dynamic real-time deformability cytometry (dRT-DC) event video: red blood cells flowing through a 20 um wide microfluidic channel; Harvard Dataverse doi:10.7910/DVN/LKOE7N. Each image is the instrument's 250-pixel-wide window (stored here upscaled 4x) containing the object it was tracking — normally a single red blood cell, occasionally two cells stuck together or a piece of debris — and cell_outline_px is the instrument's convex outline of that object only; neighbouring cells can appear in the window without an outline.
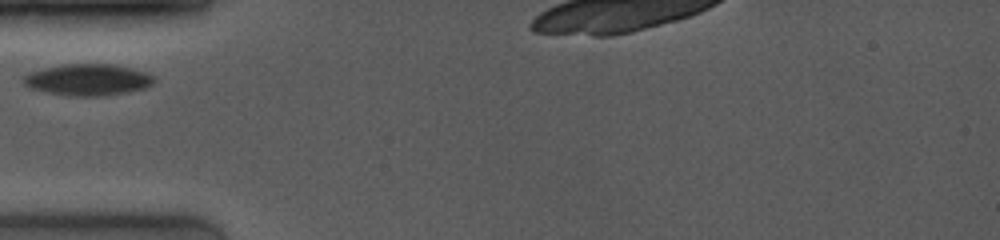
{"species": "common noctule bat (a hibernating species)", "species_latin": "Nyctalus noctula", "temperature_condition": "room temperature", "stored_images_in_passage": 3, "camera_frame_rate_fps": 4000, "um_per_image_px": 0.085, "animal": {"sex": "female", "body_mass_g": 19.0, "forearm_length_mm": 53.3}, "frame": {"image": 1, "passage_image": 1, "time_ms": 0.0, "image_size_px": [1000, 240], "cell_outline_px": [[156, 80], [152, 84], [144, 88], [124, 92], [100, 96], [68, 96], [44, 92], [28, 88], [20, 80], [20, 76], [28, 72], [44, 68], [64, 64], [112, 64], [132, 68], [148, 72]], "centroid_in_image_um": [7.39, 6.77], "position_along_channel_um": 77.6, "area_um2": 24.28}}